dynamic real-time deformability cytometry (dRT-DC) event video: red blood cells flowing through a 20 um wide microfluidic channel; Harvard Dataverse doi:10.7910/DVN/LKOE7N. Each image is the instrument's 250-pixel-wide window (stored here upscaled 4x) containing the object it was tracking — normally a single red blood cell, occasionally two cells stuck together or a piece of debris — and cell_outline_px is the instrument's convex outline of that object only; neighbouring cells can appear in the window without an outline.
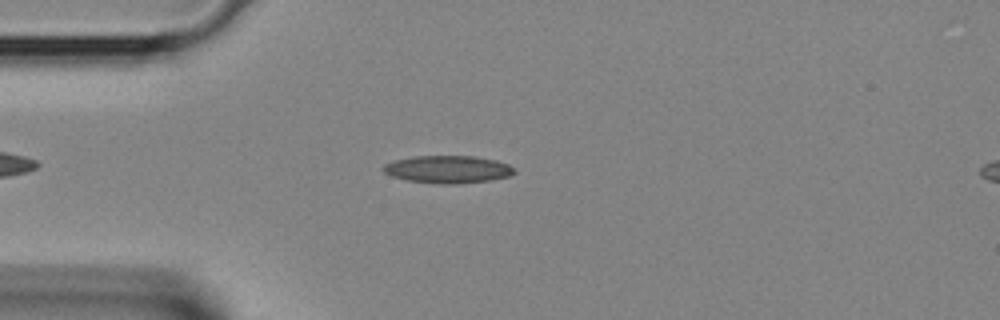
{"species": "Egyptian fruit bat (a non-hibernating species)", "species_latin": "Rousettus aegyptiacus", "temperature_condition": "room temperature", "stored_images_in_passage": 34, "camera_frame_rate_fps": 3000, "um_per_image_px": 0.085, "animal": {"sex": "female"}, "frame": {"image": 1, "passage_image": 6, "time_ms": 1.667, "image_size_px": [1000, 320], "cell_outline_px": [[516, 172], [508, 176], [492, 180], [460, 184], [440, 184], [408, 180], [392, 176], [384, 172], [380, 168], [384, 164], [396, 160], [416, 156], [476, 156], [496, 160], [508, 164]], "centroid_in_image_um": [38.07, 14.4], "position_along_channel_um": 46.9, "area_um2": 21.04}}
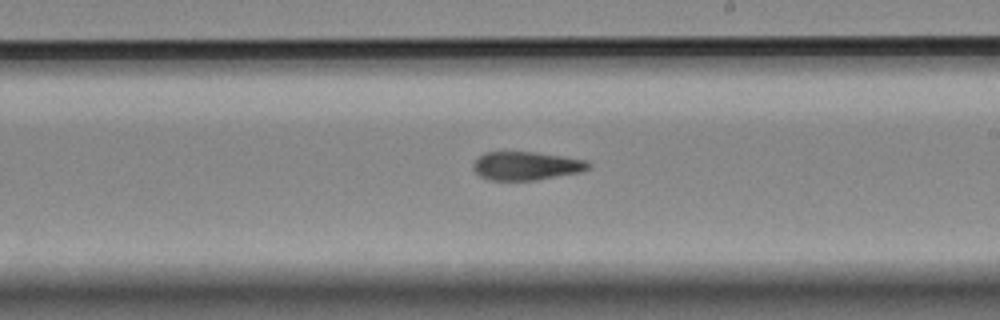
{"frame": {"image": 2, "passage_image": 18, "time_ms": 5.667, "image_size_px": [1000, 320], "cell_outline_px": [[592, 164], [588, 168], [580, 172], [536, 180], [488, 180], [480, 176], [472, 168], [472, 164], [484, 152], [532, 152], [588, 160]], "centroid_in_image_um": [44.72, 14.1], "position_along_channel_um": 244.3, "area_um2": 19.02}}
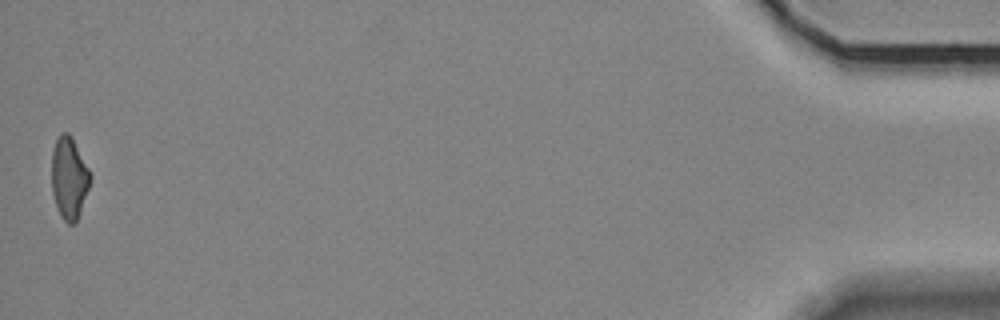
{"frame": {"image": 3, "passage_image": 34, "time_ms": 11.0, "image_size_px": [1000, 320], "cell_outline_px": [[92, 176], [76, 224], [68, 224], [60, 216], [52, 192], [52, 152], [56, 140], [60, 132], [68, 132], [72, 136]], "centroid_in_image_um": [5.87, 15.12], "position_along_channel_um": 429.3, "area_um2": 18.38}}